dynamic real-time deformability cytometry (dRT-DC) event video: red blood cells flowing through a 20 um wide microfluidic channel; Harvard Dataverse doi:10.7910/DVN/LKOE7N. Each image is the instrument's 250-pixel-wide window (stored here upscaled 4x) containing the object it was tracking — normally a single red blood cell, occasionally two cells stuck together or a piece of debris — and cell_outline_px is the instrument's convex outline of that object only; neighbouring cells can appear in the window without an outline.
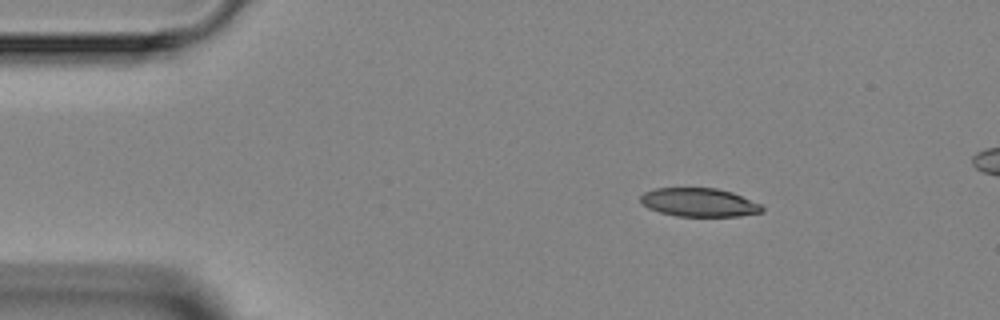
{"species": "Egyptian fruit bat (a non-hibernating species)", "species_latin": "Rousettus aegyptiacus", "temperature_condition": "room temperature", "stored_images_in_passage": 3, "camera_frame_rate_fps": 3000, "um_per_image_px": 0.085, "animal": {"sex": "female"}, "frame": {"image": 1, "passage_image": 1, "time_ms": 0.0, "image_size_px": [1000, 320], "cell_outline_px": [[764, 212], [740, 216], [676, 216], [660, 212], [648, 208], [640, 200], [640, 196], [644, 192], [656, 188], [716, 188], [732, 192], [760, 204], [764, 208]], "centroid_in_image_um": [59.43, 17.2], "position_along_channel_um": 25.6, "area_um2": 20.17}}